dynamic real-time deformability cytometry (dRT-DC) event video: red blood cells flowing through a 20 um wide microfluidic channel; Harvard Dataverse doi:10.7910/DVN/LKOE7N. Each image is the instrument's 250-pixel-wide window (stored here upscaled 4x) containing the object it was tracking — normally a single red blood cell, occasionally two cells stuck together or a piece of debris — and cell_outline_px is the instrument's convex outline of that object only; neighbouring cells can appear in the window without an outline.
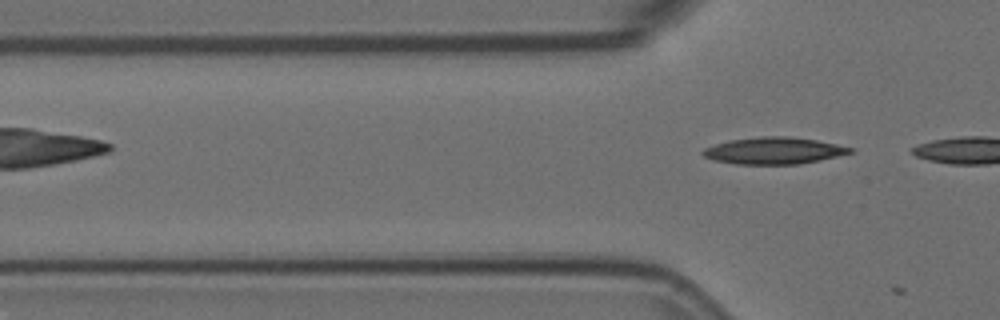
{"species": "Egyptian fruit bat (a non-hibernating species)", "species_latin": "Rousettus aegyptiacus", "temperature_condition": "room temperature", "stored_images_in_passage": 2, "camera_frame_rate_fps": 3000, "um_per_image_px": 0.085, "animal": {"sex": "female"}, "frame": {"image": 1, "passage_image": 2, "time_ms": 0.333, "image_size_px": [1000, 320], "cell_outline_px": [[856, 148], [852, 152], [836, 156], [800, 164], [736, 164], [716, 160], [704, 156], [700, 152], [704, 148], [728, 140], [760, 136], [788, 136], [816, 140]], "centroid_in_image_um": [65.77, 12.8], "position_along_channel_um": 60.0, "area_um2": 22.89}}